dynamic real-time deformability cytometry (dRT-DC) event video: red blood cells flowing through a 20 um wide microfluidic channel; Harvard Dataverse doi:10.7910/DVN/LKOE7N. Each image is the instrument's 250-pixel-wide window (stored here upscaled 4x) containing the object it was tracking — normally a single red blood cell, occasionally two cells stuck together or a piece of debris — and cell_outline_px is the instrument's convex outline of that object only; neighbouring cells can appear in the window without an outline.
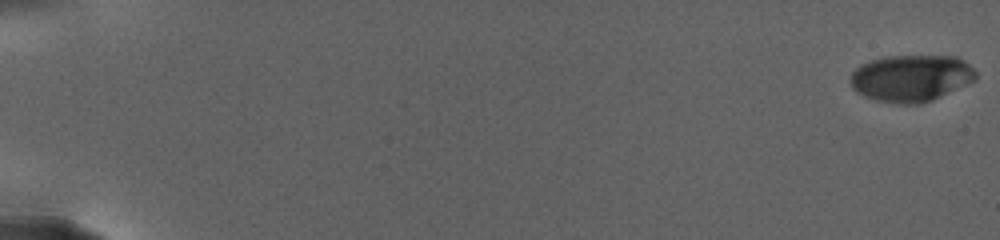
{"species": "human", "species_latin": "Homo sapiens", "temperature_condition": "warm", "stored_images_in_passage": 87, "camera_frame_rate_fps": 3000, "um_per_image_px": 0.085, "donor": {"sex": "female"}, "frame": {"image": 1, "passage_image": 1, "time_ms": 0.0, "image_size_px": [1000, 240], "cell_outline_px": [[976, 80], [932, 100], [920, 104], [904, 104], [876, 100], [864, 96], [856, 92], [852, 88], [852, 72], [860, 64], [884, 56], [956, 56], [964, 60], [976, 72]], "centroid_in_image_um": [77.45, 6.63], "position_along_channel_um": 7.5, "area_um2": 34.1}}
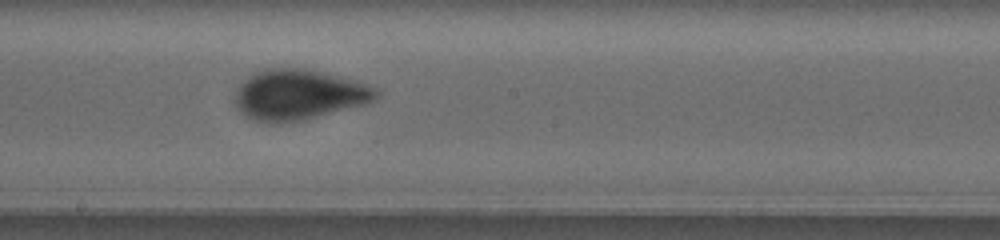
{"frame": {"image": 2, "passage_image": 50, "time_ms": 16.667, "image_size_px": [1000, 240], "cell_outline_px": [[380, 96], [376, 100], [368, 104], [304, 120], [276, 124], [272, 124], [256, 120], [244, 116], [236, 108], [236, 88], [252, 72], [264, 68], [304, 68], [340, 76], [368, 84], [376, 88], [380, 92]], "centroid_in_image_um": [25.41, 8.06], "position_along_channel_um": 222.8, "area_um2": 42.14}}
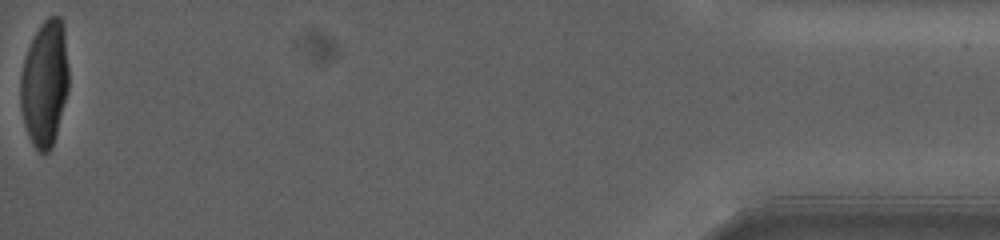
{"frame": {"image": 3, "passage_image": 87, "time_ms": 28.333, "image_size_px": [1000, 240], "cell_outline_px": [[68, 92], [52, 148], [48, 152], [40, 152], [32, 144], [28, 136], [24, 124], [20, 108], [20, 76], [24, 60], [28, 48], [40, 24], [48, 16], [60, 16], [64, 24], [68, 64]], "centroid_in_image_um": [3.8, 7.08], "position_along_channel_um": 431.4, "area_um2": 35.66}, "authors_computed_cell_mechanics": {"area_um2": 36.4718, "velocity_mm_per_s": 2.5217, "shape_relaxation_time_tau1_ms": 4.6784, "shape_relaxation_time_tau2_ms": null, "deformation_change_tau1": 0.1867, "deformation_change_tau2": null}}